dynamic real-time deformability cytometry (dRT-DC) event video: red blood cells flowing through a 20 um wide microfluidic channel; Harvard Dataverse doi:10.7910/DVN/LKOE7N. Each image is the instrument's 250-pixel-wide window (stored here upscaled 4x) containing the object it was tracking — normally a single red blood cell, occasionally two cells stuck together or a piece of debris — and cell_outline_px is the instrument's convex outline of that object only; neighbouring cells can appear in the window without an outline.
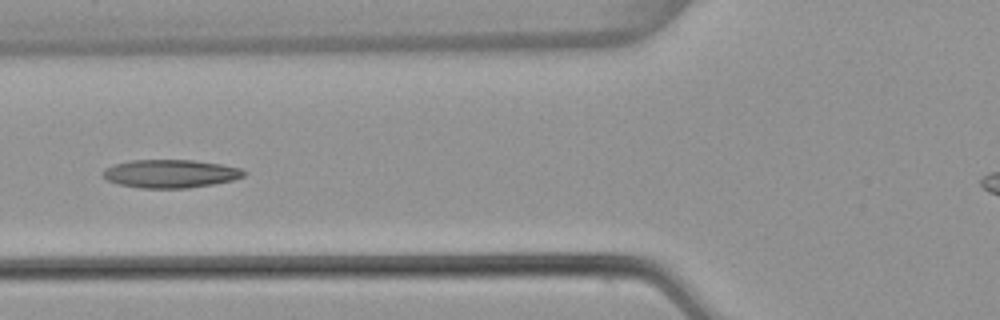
{"species": "common noctule bat (a hibernating species)", "species_latin": "Nyctalus noctula", "temperature_condition": "warm", "stored_images_in_passage": 5, "camera_frame_rate_fps": 3000, "um_per_image_px": 0.085, "animal": {"sex": "female", "body_mass_g": 22.7, "forearm_length_mm": 54.2}, "frame": {"image": 1, "passage_image": 5, "time_ms": 1.333, "image_size_px": [1000, 320], "cell_outline_px": [[248, 172], [244, 176], [232, 180], [212, 184], [188, 188], [140, 188], [116, 184], [100, 176], [100, 172], [104, 168], [116, 164], [132, 160], [196, 160], [220, 164], [240, 168]], "centroid_in_image_um": [14.44, 14.76], "position_along_channel_um": 111.4, "area_um2": 23.35}}